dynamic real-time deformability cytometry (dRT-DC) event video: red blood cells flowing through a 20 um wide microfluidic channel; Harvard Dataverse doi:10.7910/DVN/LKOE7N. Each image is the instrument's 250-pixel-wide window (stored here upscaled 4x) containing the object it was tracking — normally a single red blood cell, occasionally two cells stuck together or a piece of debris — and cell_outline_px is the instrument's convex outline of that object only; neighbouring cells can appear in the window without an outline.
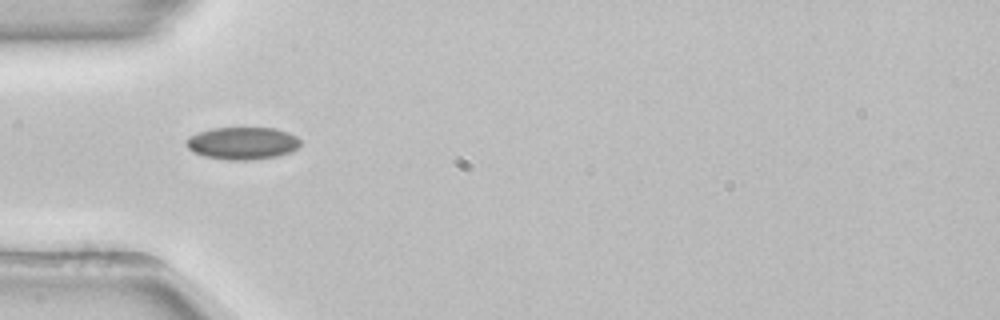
{"species": "common noctule bat (a hibernating species)", "species_latin": "Nyctalus noctula", "temperature_condition": "room temperature", "stored_images_in_passage": 37, "camera_frame_rate_fps": 3000, "um_per_image_px": 0.085, "animal": {"sex": "female", "body_mass_g": 22.7, "forearm_length_mm": 54.2}, "frame": {"image": 1, "passage_image": 1, "time_ms": 0.0, "image_size_px": [1000, 320], "cell_outline_px": [[300, 144], [296, 148], [288, 152], [276, 156], [248, 160], [228, 160], [204, 156], [192, 152], [184, 144], [184, 140], [188, 136], [212, 128], [276, 128], [288, 132], [296, 136], [300, 140]], "centroid_in_image_um": [20.55, 12.17], "position_along_channel_um": 64.4, "area_um2": 21.56}}
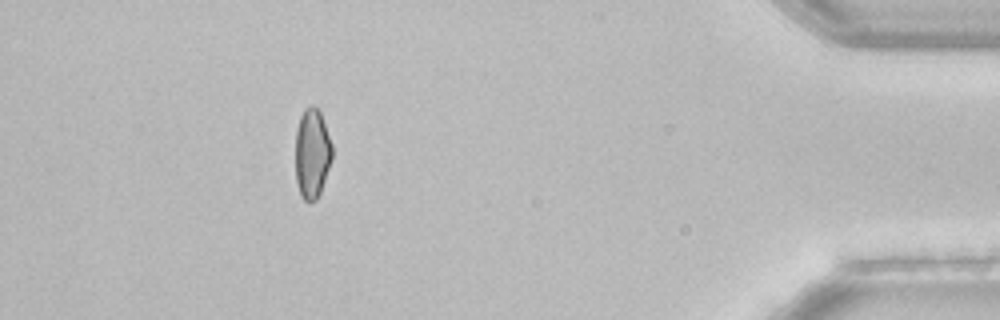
{"frame": {"image": 2, "passage_image": 32, "time_ms": 10.333, "image_size_px": [1000, 320], "cell_outline_px": [[332, 160], [320, 192], [316, 200], [308, 204], [300, 196], [296, 180], [296, 132], [300, 116], [304, 108], [308, 104], [312, 104], [320, 112], [332, 144]], "centroid_in_image_um": [26.52, 13.06], "position_along_channel_um": 408.7, "area_um2": 19.36}}